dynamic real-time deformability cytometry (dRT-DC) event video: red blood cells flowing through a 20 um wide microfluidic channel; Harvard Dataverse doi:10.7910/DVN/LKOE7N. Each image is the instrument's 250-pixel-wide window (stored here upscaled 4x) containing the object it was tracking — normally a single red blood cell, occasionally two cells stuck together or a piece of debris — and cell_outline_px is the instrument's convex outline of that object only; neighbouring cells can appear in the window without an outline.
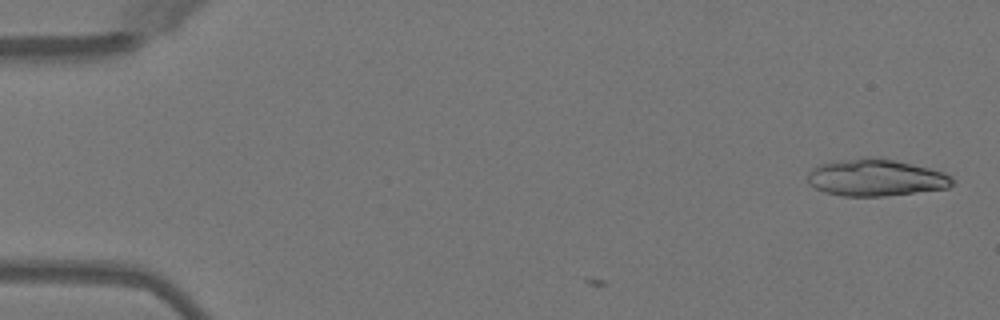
{"species": "Egyptian fruit bat (a non-hibernating species)", "species_latin": "Rousettus aegyptiacus", "temperature_condition": "warm", "stored_images_in_passage": 3, "camera_frame_rate_fps": 3000, "um_per_image_px": 0.085, "animal": {"sex": "female"}, "frame": {"image": 1, "passage_image": 3, "time_ms": 0.667, "image_size_px": [1000, 320], "cell_outline_px": [[956, 180], [948, 188], [884, 196], [840, 196], [824, 192], [808, 184], [808, 172], [812, 168], [820, 164], [832, 160], [864, 156], [876, 156], [896, 160], [944, 172], [952, 176]], "centroid_in_image_um": [74.41, 15.08], "position_along_channel_um": 10.6, "area_um2": 31.67}}